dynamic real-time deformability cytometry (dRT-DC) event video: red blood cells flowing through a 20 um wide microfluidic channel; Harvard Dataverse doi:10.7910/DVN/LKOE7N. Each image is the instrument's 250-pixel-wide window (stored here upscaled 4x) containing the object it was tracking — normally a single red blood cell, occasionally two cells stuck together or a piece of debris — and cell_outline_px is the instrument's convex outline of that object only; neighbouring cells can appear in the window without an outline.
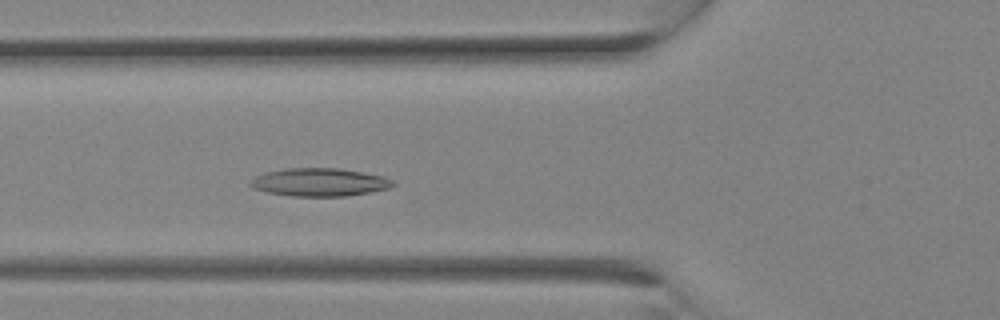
{"species": "Egyptian fruit bat (a non-hibernating species)", "species_latin": "Rousettus aegyptiacus", "temperature_condition": "room temperature", "stored_images_in_passage": 3, "camera_frame_rate_fps": 3000, "um_per_image_px": 0.085, "animal": {"sex": "female"}, "frame": {"image": 1, "passage_image": 3, "time_ms": 0.667, "image_size_px": [1000, 320], "cell_outline_px": [[396, 184], [388, 188], [372, 192], [348, 196], [292, 196], [268, 192], [252, 188], [248, 184], [248, 180], [264, 172], [284, 168], [340, 168], [384, 176], [392, 180]], "centroid_in_image_um": [27.13, 15.48], "position_along_channel_um": 98.7, "area_um2": 23.52}}